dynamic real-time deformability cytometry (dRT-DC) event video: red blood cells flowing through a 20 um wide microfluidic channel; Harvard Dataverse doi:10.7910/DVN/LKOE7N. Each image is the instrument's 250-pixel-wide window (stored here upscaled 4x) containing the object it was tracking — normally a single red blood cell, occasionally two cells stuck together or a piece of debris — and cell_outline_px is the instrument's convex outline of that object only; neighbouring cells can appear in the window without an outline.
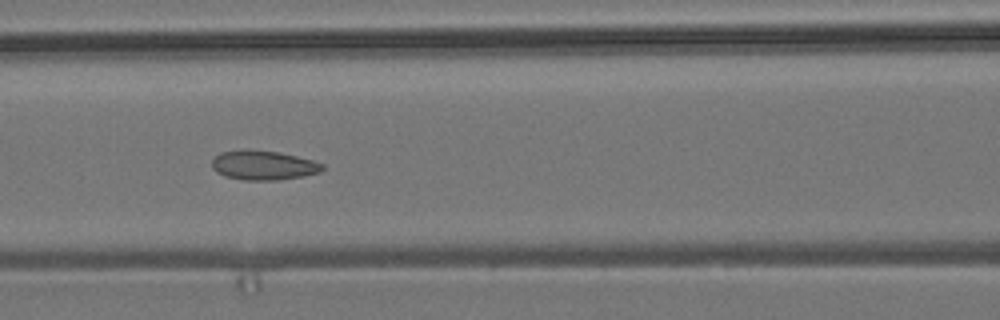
{"species": "common noctule bat (a hibernating species)", "species_latin": "Nyctalus noctula", "temperature_condition": "room temperature", "stored_images_in_passage": 8, "camera_frame_rate_fps": 3000, "um_per_image_px": 0.085, "animal": {"sex": "male", "body_mass_g": 19.2, "forearm_length_mm": 51.8}, "frame": {"image": 1, "passage_image": 6, "time_ms": 1.667, "image_size_px": [1000, 320], "cell_outline_px": [[324, 168], [320, 172], [304, 176], [276, 180], [244, 180], [224, 176], [216, 172], [212, 168], [212, 160], [220, 152], [244, 148], [248, 148], [280, 152], [312, 160], [324, 164]], "centroid_in_image_um": [22.36, 14.03], "position_along_channel_um": 144.2, "area_um2": 19.25}}
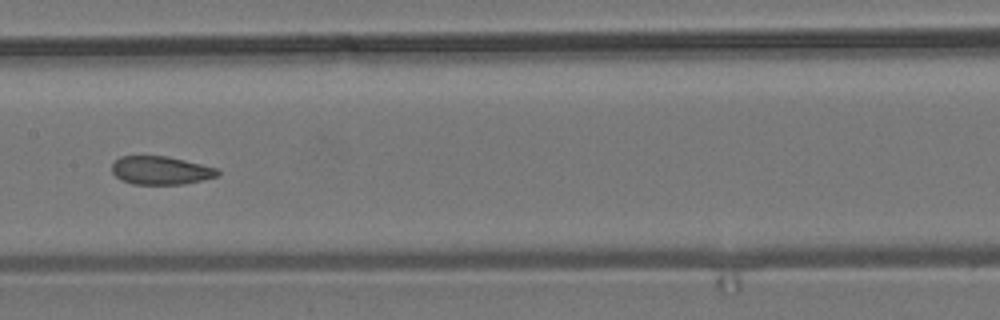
{"frame": {"image": 2, "passage_image": 7, "time_ms": 2.0, "image_size_px": [1000, 320], "cell_outline_px": [[220, 176], [184, 184], [132, 184], [120, 180], [112, 172], [112, 164], [120, 156], [168, 156], [216, 168], [220, 172]], "centroid_in_image_um": [13.66, 14.49], "position_along_channel_um": 193.7, "area_um2": 17.46}}
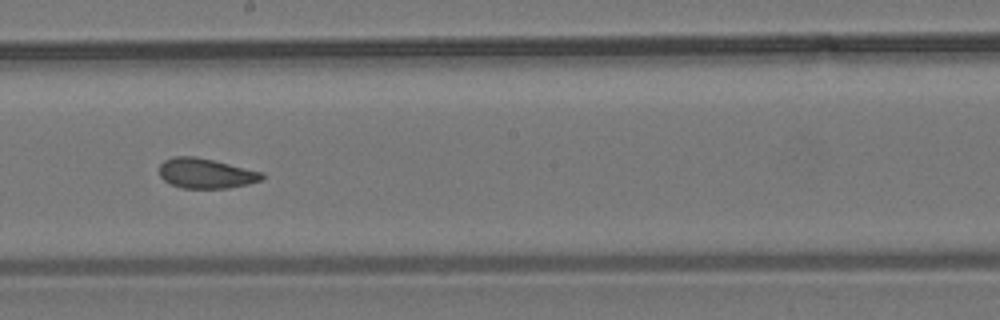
{"frame": {"image": 3, "passage_image": 8, "time_ms": 2.333, "image_size_px": [1000, 320], "cell_outline_px": [[264, 176], [260, 180], [248, 184], [228, 188], [184, 188], [172, 184], [164, 180], [160, 176], [160, 164], [164, 160], [172, 156], [196, 156], [264, 172]], "centroid_in_image_um": [17.5, 14.72], "position_along_channel_um": 230.7, "area_um2": 17.92}}